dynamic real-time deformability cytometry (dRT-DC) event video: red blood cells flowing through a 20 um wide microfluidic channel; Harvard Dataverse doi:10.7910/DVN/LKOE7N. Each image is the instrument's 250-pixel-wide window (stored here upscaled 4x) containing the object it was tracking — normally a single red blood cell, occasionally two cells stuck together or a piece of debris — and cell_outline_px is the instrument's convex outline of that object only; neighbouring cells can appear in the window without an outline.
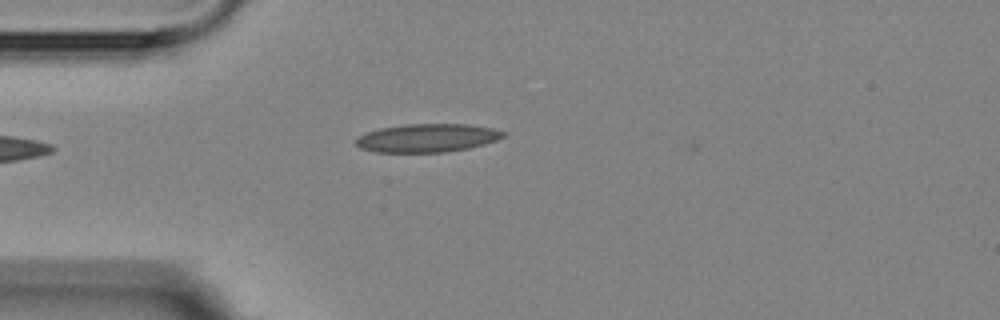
{"species": "Egyptian fruit bat (a non-hibernating species)", "species_latin": "Rousettus aegyptiacus", "temperature_condition": "room temperature", "stored_images_in_passage": 7, "camera_frame_rate_fps": 3000, "um_per_image_px": 0.085, "animal": {"sex": "female"}, "frame": {"image": 1, "passage_image": 4, "time_ms": 3.667, "image_size_px": [1000, 320], "cell_outline_px": [[508, 132], [504, 136], [496, 140], [484, 144], [468, 148], [444, 152], [376, 152], [360, 148], [356, 144], [356, 136], [364, 132], [380, 128], [404, 124], [468, 124], [492, 128]], "centroid_in_image_um": [36.29, 11.72], "position_along_channel_um": 48.7, "area_um2": 24.45}}